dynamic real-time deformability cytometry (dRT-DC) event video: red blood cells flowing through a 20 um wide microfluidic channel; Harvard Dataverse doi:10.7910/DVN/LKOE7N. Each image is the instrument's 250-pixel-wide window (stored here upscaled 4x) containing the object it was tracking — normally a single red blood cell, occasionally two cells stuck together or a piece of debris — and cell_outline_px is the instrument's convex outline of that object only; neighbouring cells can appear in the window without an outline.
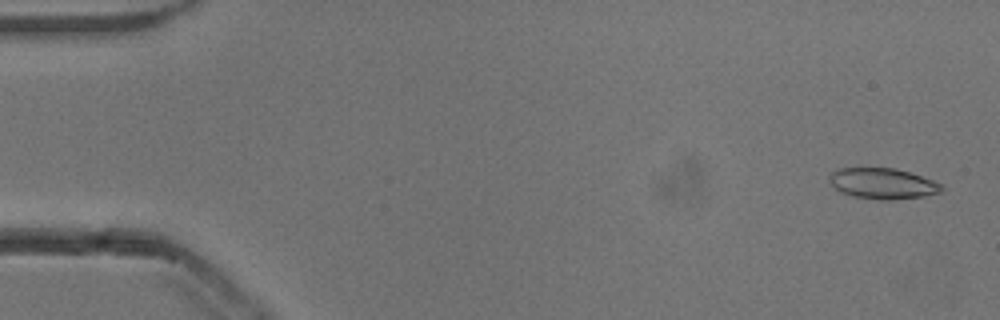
{"species": "common noctule bat (a hibernating species)", "species_latin": "Nyctalus noctula", "temperature_condition": "cold", "stored_images_in_passage": 16, "camera_frame_rate_fps": 3000, "um_per_image_px": 0.085, "animal": {"sex": "male", "body_mass_g": 13.3}, "frame": {"image": 1, "passage_image": 2, "time_ms": 0.333, "image_size_px": [1000, 320], "cell_outline_px": [[944, 192], [924, 196], [892, 200], [880, 200], [852, 196], [840, 192], [828, 180], [828, 176], [832, 172], [840, 168], [892, 168], [908, 172], [932, 180], [940, 184], [944, 188]], "centroid_in_image_um": [75.02, 15.61], "position_along_channel_um": 10.0, "area_um2": 20.11}}
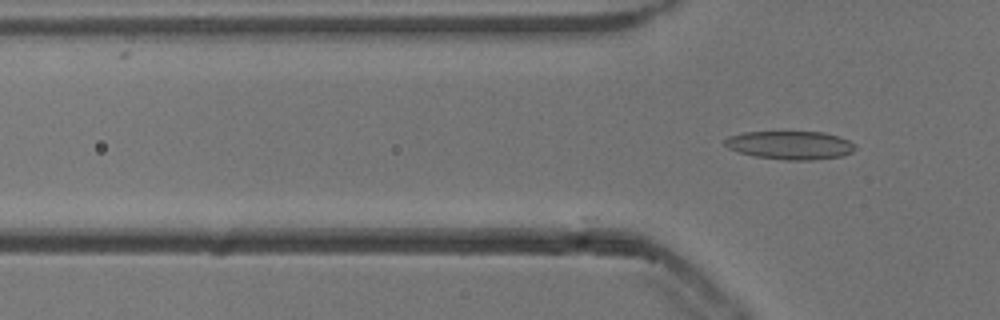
{"frame": {"image": 2, "passage_image": 16, "time_ms": 5.0, "image_size_px": [1000, 320], "cell_outline_px": [[856, 148], [852, 152], [844, 156], [812, 160], [784, 160], [756, 156], [740, 152], [728, 148], [724, 144], [724, 140], [728, 136], [744, 132], [824, 132], [840, 136], [856, 144]], "centroid_in_image_um": [67.21, 12.34], "position_along_channel_um": 58.6, "area_um2": 21.68}}